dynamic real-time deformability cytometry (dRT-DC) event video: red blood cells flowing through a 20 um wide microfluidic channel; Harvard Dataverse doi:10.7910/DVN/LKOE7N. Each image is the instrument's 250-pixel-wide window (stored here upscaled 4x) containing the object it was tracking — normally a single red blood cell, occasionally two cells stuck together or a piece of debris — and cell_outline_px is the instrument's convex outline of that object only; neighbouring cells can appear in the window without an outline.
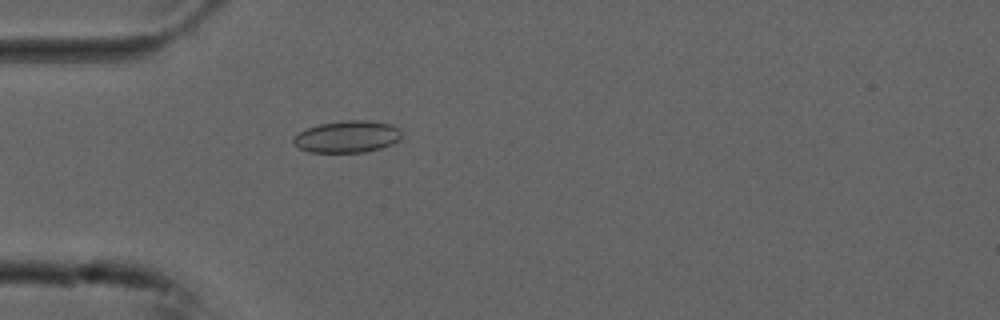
{"species": "common noctule bat (a hibernating species)", "species_latin": "Nyctalus noctula", "temperature_condition": "cold", "stored_images_in_passage": 40, "camera_frame_rate_fps": 3000, "um_per_image_px": 0.085, "animal": {"sex": "male", "forearm_length_mm": 52.5}, "frame": {"image": 1, "passage_image": 2, "time_ms": 0.333, "image_size_px": [1000, 320], "cell_outline_px": [[400, 140], [392, 144], [380, 148], [364, 152], [308, 152], [292, 144], [292, 140], [300, 132], [308, 128], [320, 124], [344, 120], [372, 120], [388, 124], [396, 128], [400, 132]], "centroid_in_image_um": [29.5, 11.62], "position_along_channel_um": 55.5, "area_um2": 19.94}}
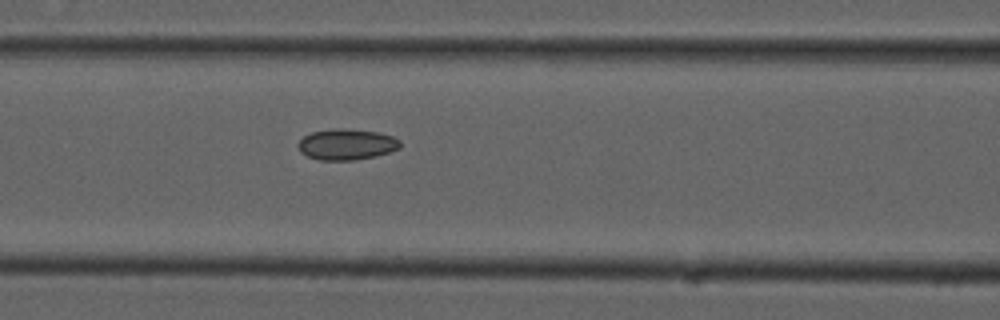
{"frame": {"image": 2, "passage_image": 9, "time_ms": 2.667, "image_size_px": [1000, 320], "cell_outline_px": [[400, 148], [376, 156], [356, 160], [320, 160], [308, 156], [300, 152], [296, 144], [304, 136], [312, 132], [376, 132], [392, 136], [400, 140]], "centroid_in_image_um": [29.46, 12.35], "position_along_channel_um": 137.1, "area_um2": 17.34}}
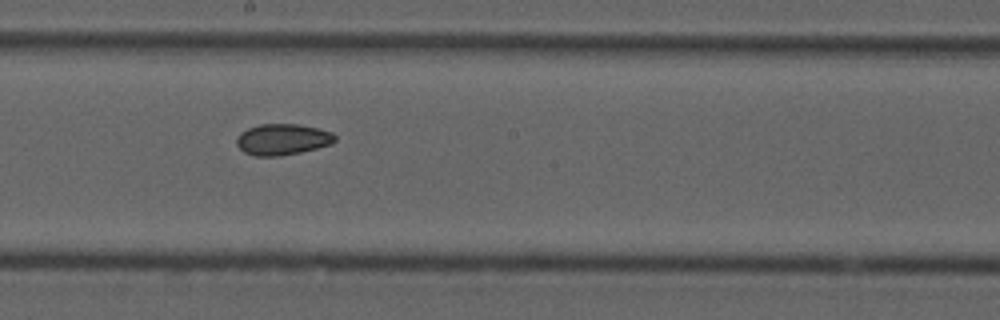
{"frame": {"image": 3, "passage_image": 16, "time_ms": 5.0, "image_size_px": [1000, 320], "cell_outline_px": [[336, 140], [332, 144], [300, 152], [280, 156], [256, 156], [244, 152], [236, 144], [236, 136], [240, 132], [248, 128], [260, 124], [300, 124], [320, 128], [332, 132], [336, 136]], "centroid_in_image_um": [24.02, 11.84], "position_along_channel_um": 224.2, "area_um2": 18.03}}